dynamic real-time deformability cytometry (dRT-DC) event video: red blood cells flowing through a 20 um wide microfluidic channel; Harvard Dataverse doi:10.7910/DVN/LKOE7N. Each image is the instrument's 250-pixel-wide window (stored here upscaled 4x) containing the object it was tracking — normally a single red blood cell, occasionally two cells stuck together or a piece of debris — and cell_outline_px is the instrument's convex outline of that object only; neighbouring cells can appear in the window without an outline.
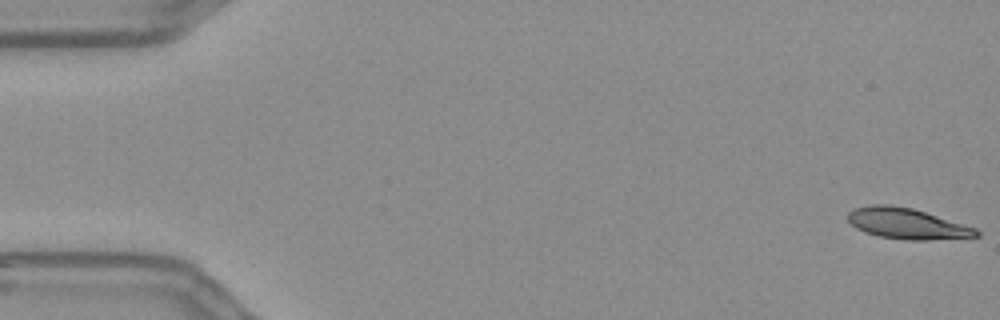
{"species": "Egyptian fruit bat (a non-hibernating species)", "species_latin": "Rousettus aegyptiacus", "temperature_condition": "warm", "stored_images_in_passage": 56, "camera_frame_rate_fps": 3000, "um_per_image_px": 0.085, "frame": {"image": 1, "passage_image": 1, "time_ms": 0.0, "image_size_px": [1000, 320], "cell_outline_px": [[980, 236], [928, 240], [904, 240], [880, 236], [864, 232], [856, 228], [848, 220], [848, 212], [856, 208], [872, 204], [888, 204], [912, 208], [976, 228], [980, 232]], "centroid_in_image_um": [77.08, 19.01], "position_along_channel_um": 7.9, "area_um2": 22.89}}
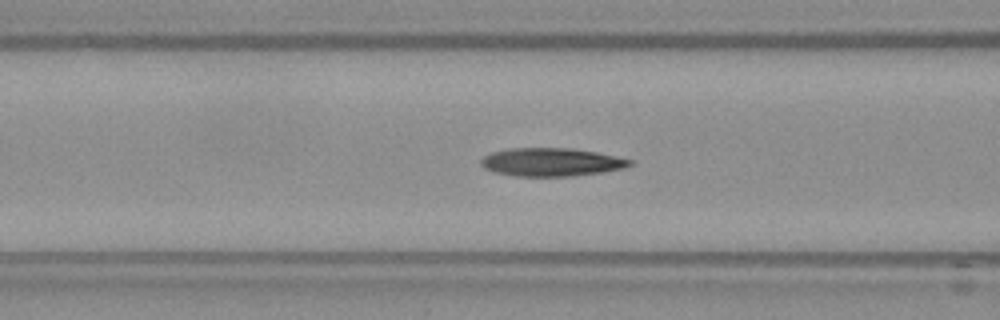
{"frame": {"image": 2, "passage_image": 22, "time_ms": 7.0, "image_size_px": [1000, 320], "cell_outline_px": [[632, 164], [624, 168], [600, 172], [572, 176], [516, 176], [496, 172], [484, 168], [480, 164], [480, 160], [484, 156], [492, 152], [508, 148], [572, 148], [596, 152], [632, 160]], "centroid_in_image_um": [46.83, 13.77], "position_along_channel_um": 119.8, "area_um2": 24.33}}
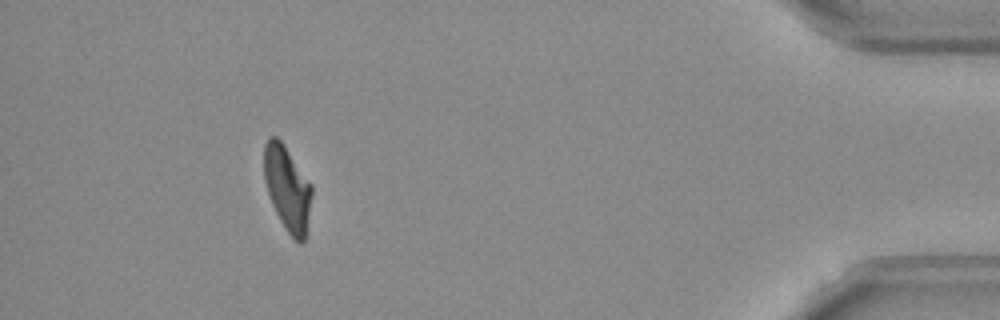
{"frame": {"image": 3, "passage_image": 51, "time_ms": 16.667, "image_size_px": [1000, 320], "cell_outline_px": [[312, 196], [304, 240], [300, 244], [288, 232], [280, 220], [272, 204], [264, 180], [264, 144], [268, 136], [276, 136], [280, 140], [312, 184]], "centroid_in_image_um": [24.41, 15.97], "position_along_channel_um": 410.8, "area_um2": 23.29}, "authors_computed_cell_mechanics": {"area_um2": 24.3627, "velocity_mm_per_s": 3.6431, "shape_relaxation_time_tau1_ms": null, "shape_relaxation_time_tau2_ms": 3.8575, "deformation_change_tau1": null, "deformation_change_tau2": 0.1114}}